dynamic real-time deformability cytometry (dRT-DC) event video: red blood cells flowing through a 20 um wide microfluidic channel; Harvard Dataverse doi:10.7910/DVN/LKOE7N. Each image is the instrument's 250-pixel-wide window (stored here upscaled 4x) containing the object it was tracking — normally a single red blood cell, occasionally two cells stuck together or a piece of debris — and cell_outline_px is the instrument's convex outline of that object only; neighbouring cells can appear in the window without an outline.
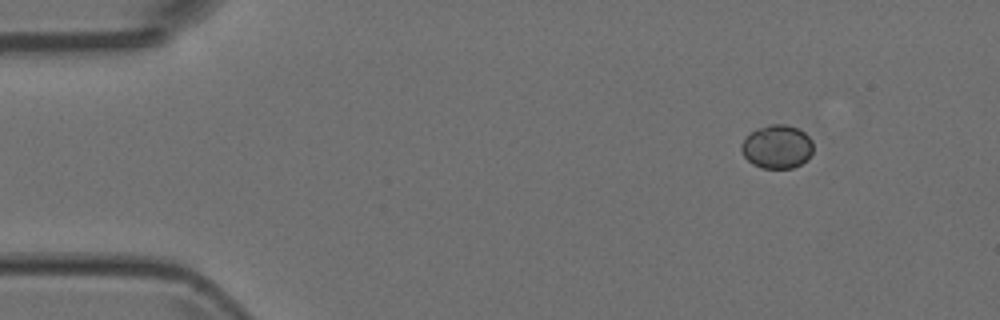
{"species": "Egyptian fruit bat (a non-hibernating species)", "species_latin": "Rousettus aegyptiacus", "temperature_condition": "room temperature", "stored_images_in_passage": 3, "camera_frame_rate_fps": 3000, "um_per_image_px": 0.085, "animal": {"sex": "female"}, "frame": {"image": 1, "passage_image": 1, "time_ms": 0.0, "image_size_px": [1000, 320], "cell_outline_px": [[812, 152], [808, 160], [792, 168], [760, 168], [752, 164], [744, 156], [740, 148], [740, 144], [756, 128], [772, 124], [784, 124], [800, 128], [812, 140]], "centroid_in_image_um": [66.06, 12.47], "position_along_channel_um": 18.9, "area_um2": 18.32}}